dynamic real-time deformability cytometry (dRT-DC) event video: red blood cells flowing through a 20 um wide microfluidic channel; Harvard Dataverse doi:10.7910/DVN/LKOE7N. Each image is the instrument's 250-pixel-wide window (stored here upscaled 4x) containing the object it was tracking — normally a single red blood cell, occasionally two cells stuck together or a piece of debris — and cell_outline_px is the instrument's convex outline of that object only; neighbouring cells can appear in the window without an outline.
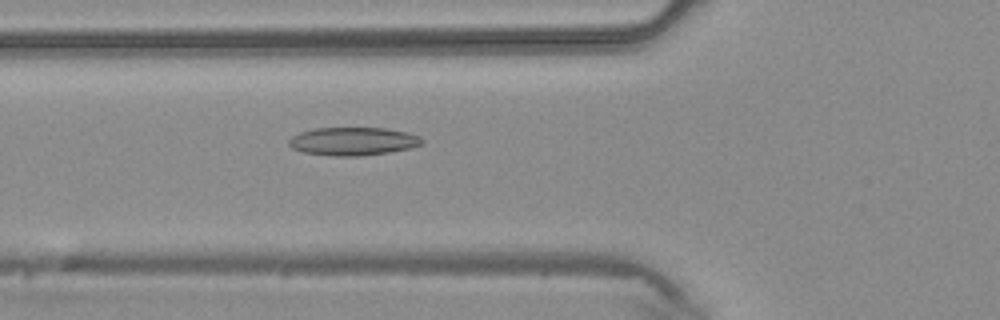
{"species": "common noctule bat (a hibernating species)", "species_latin": "Nyctalus noctula", "temperature_condition": "warm", "stored_images_in_passage": 38, "camera_frame_rate_fps": 3000, "um_per_image_px": 0.085, "animal": {"sex": "male", "body_mass_g": 20.4}, "frame": {"image": 1, "passage_image": 11, "time_ms": 3.333, "image_size_px": [1000, 320], "cell_outline_px": [[424, 144], [412, 148], [388, 152], [360, 156], [332, 156], [304, 152], [292, 148], [288, 144], [288, 140], [292, 136], [300, 132], [316, 128], [384, 128], [404, 132], [420, 136], [424, 140]], "centroid_in_image_um": [30.02, 12.01], "position_along_channel_um": 95.8, "area_um2": 21.85}}
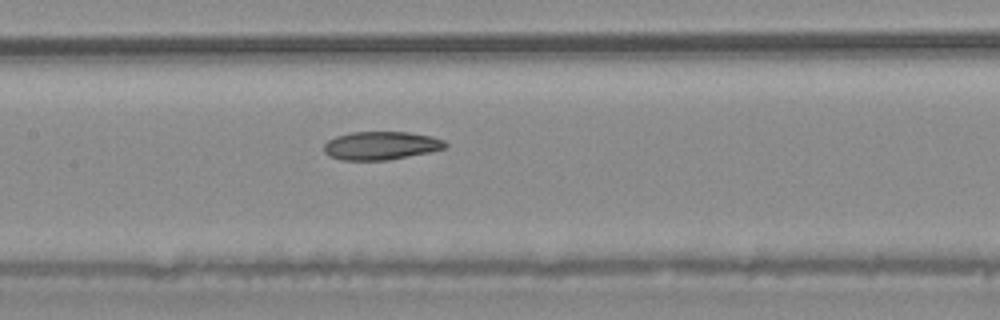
{"frame": {"image": 2, "passage_image": 16, "time_ms": 5.0, "image_size_px": [1000, 320], "cell_outline_px": [[448, 144], [444, 148], [432, 152], [388, 160], [340, 160], [328, 156], [324, 152], [324, 144], [328, 140], [336, 136], [352, 132], [408, 132], [432, 136], [444, 140]], "centroid_in_image_um": [32.38, 12.38], "position_along_channel_um": 175.0, "area_um2": 20.17}}
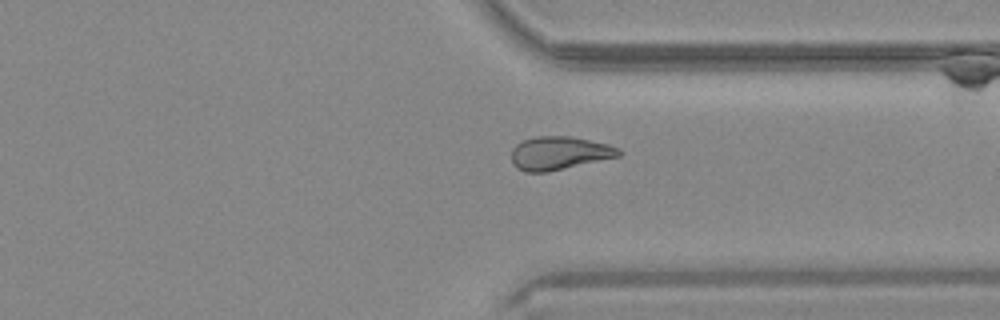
{"frame": {"image": 3, "passage_image": 28, "time_ms": 9.0, "image_size_px": [1000, 320], "cell_outline_px": [[624, 152], [620, 156], [548, 172], [524, 172], [516, 168], [512, 164], [512, 148], [516, 144], [524, 140], [536, 136], [572, 136], [608, 144], [620, 148]], "centroid_in_image_um": [47.55, 13.02], "position_along_channel_um": 363.9, "area_um2": 21.04}}